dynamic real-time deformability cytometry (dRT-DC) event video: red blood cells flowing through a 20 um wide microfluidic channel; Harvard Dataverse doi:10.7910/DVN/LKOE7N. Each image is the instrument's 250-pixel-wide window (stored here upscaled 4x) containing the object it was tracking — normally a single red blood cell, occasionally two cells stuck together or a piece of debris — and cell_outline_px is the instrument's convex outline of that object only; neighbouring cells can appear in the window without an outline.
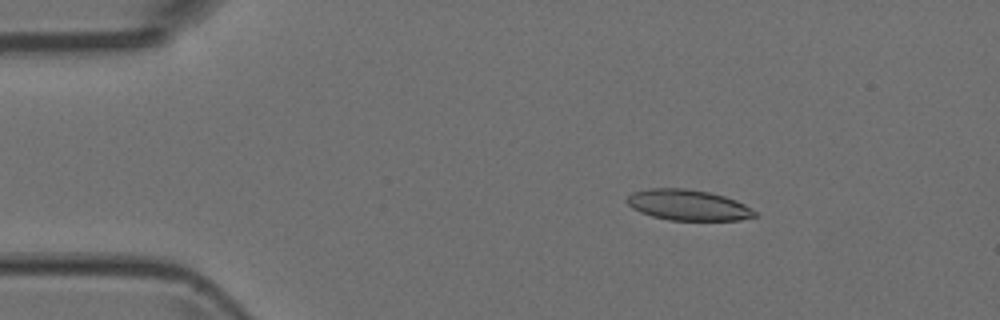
{"species": "Egyptian fruit bat (a non-hibernating species)", "species_latin": "Rousettus aegyptiacus", "temperature_condition": "room temperature", "stored_images_in_passage": 5, "camera_frame_rate_fps": 3000, "um_per_image_px": 0.085, "animal": {"sex": "female"}, "frame": {"image": 1, "passage_image": 3, "time_ms": 0.667, "image_size_px": [1000, 320], "cell_outline_px": [[760, 216], [740, 220], [668, 220], [652, 216], [640, 212], [632, 208], [624, 200], [632, 192], [648, 188], [684, 188], [708, 192], [724, 196], [736, 200], [744, 204], [756, 212]], "centroid_in_image_um": [58.47, 17.43], "position_along_channel_um": 26.5, "area_um2": 23.0}}
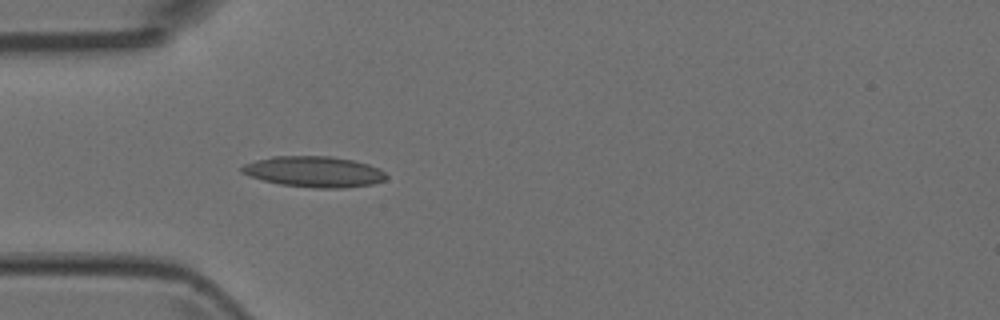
{"frame": {"image": 2, "passage_image": 5, "time_ms": 1.333, "image_size_px": [1000, 320], "cell_outline_px": [[388, 176], [384, 180], [372, 184], [344, 188], [316, 188], [280, 184], [264, 180], [240, 172], [240, 168], [244, 164], [256, 160], [272, 156], [328, 156], [352, 160], [368, 164], [380, 168]], "centroid_in_image_um": [26.71, 14.59], "position_along_channel_um": 58.3, "area_um2": 25.84}}